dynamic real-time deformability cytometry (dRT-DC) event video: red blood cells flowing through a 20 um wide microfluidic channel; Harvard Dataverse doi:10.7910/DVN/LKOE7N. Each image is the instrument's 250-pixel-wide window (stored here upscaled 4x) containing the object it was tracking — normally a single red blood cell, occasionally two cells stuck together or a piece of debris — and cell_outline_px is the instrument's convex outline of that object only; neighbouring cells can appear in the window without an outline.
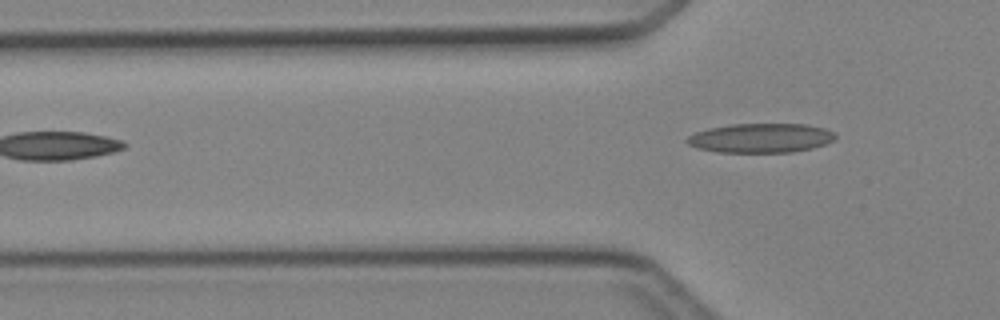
{"species": "Egyptian fruit bat (a non-hibernating species)", "species_latin": "Rousettus aegyptiacus", "temperature_condition": "cold", "stored_images_in_passage": 4, "camera_frame_rate_fps": 3000, "um_per_image_px": 0.085, "animal": {"sex": "female"}, "frame": {"image": 1, "passage_image": 4, "time_ms": 3.333, "image_size_px": [1000, 320], "cell_outline_px": [[836, 136], [832, 140], [824, 144], [812, 148], [792, 152], [716, 152], [696, 148], [688, 144], [684, 140], [688, 136], [696, 132], [708, 128], [732, 124], [808, 124], [824, 128], [836, 132]], "centroid_in_image_um": [64.65, 11.73], "position_along_channel_um": 61.2, "area_um2": 25.43}}